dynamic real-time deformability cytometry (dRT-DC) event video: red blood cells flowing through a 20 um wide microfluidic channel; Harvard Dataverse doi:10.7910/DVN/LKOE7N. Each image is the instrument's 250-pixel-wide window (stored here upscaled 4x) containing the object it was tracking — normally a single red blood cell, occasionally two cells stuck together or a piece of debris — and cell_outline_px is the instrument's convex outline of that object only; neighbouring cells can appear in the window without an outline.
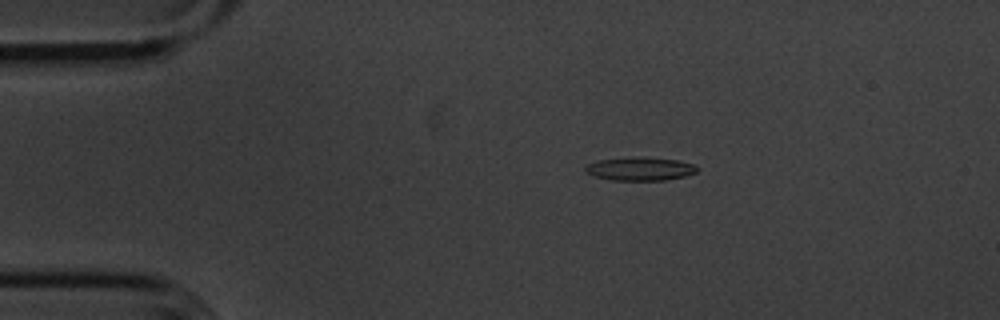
{"species": "common noctule bat (a hibernating species)", "species_latin": "Nyctalus noctula", "temperature_condition": "cold", "stored_images_in_passage": 46, "camera_frame_rate_fps": 3000, "um_per_image_px": 0.085, "animal": {"sex": "male", "body_mass_g": 20.1, "forearm_length_mm": 53.5}, "frame": {"image": 1, "passage_image": 1, "time_ms": 0.0, "image_size_px": [1000, 320], "cell_outline_px": [[700, 168], [696, 172], [684, 176], [664, 180], [612, 180], [596, 176], [584, 172], [584, 168], [588, 164], [596, 160], [636, 156], [676, 160], [692, 164]], "centroid_in_image_um": [54.37, 14.34], "position_along_channel_um": 30.6, "area_um2": 15.2}}
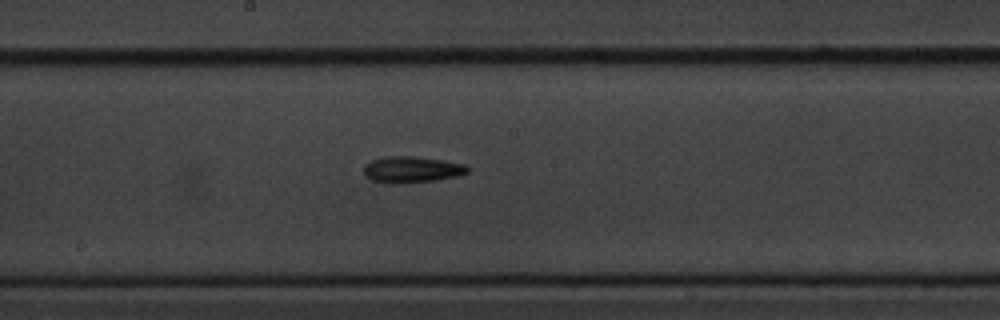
{"frame": {"image": 2, "passage_image": 20, "time_ms": 6.333, "image_size_px": [1000, 320], "cell_outline_px": [[472, 168], [468, 172], [456, 176], [436, 180], [400, 184], [388, 184], [372, 180], [364, 172], [364, 164], [372, 160], [384, 156], [412, 156], [444, 160], [464, 164]], "centroid_in_image_um": [35.01, 14.41], "position_along_channel_um": 213.2, "area_um2": 16.07}}
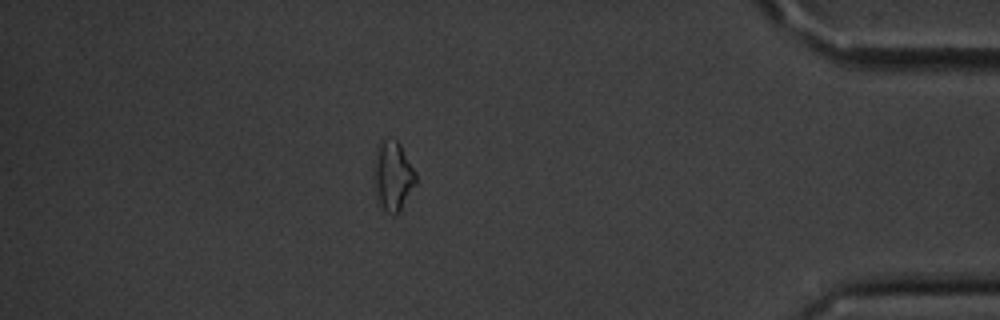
{"frame": {"image": 3, "passage_image": 39, "time_ms": 12.667, "image_size_px": [1000, 320], "cell_outline_px": [[416, 184], [400, 212], [396, 216], [392, 216], [380, 204], [376, 196], [372, 176], [372, 168], [376, 144], [380, 136], [396, 140], [400, 144], [416, 172]], "centroid_in_image_um": [33.35, 14.91], "position_along_channel_um": 401.9, "area_um2": 17.8}, "authors_computed_cell_mechanics": {"area_um2": 15.2592, "velocity_mm_per_s": 3.6103, "shape_relaxation_time_tau1_ms": 2.3985, "shape_relaxation_time_tau2_ms": null, "deformation_change_tau1": 0.103, "deformation_change_tau2": null}}